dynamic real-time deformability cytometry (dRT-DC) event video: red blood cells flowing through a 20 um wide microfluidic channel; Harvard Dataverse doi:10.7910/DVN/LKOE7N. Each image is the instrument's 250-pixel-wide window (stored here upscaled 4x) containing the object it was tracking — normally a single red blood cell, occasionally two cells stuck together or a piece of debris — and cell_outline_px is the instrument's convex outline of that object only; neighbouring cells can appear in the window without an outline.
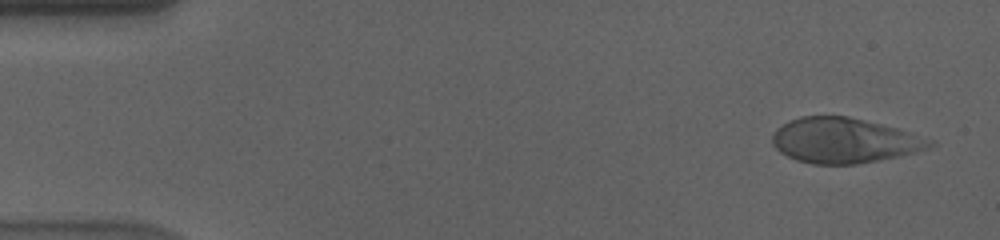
{"species": "human", "species_latin": "Homo sapiens", "temperature_condition": "cold", "stored_images_in_passage": 56, "camera_frame_rate_fps": 3000, "um_per_image_px": 0.085, "donor": {"sex": "male"}, "frame": {"image": 1, "passage_image": 3, "time_ms": 0.667, "image_size_px": [1000, 240], "cell_outline_px": [[936, 144], [928, 148], [916, 152], [856, 164], [812, 164], [796, 160], [780, 152], [772, 144], [772, 136], [776, 128], [800, 116], [848, 116], [896, 128], [936, 140]], "centroid_in_image_um": [71.75, 11.94], "position_along_channel_um": 13.2, "area_um2": 41.15}}
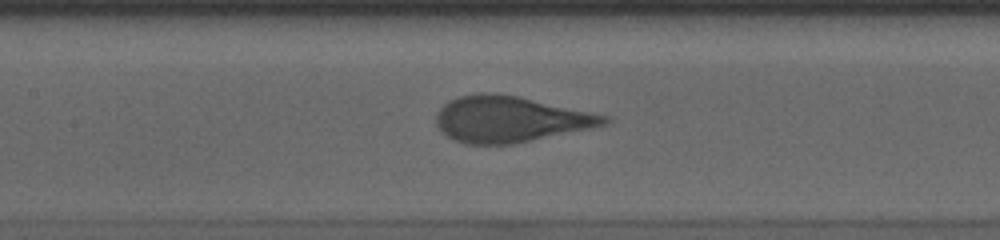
{"frame": {"image": 2, "passage_image": 26, "time_ms": 8.333, "image_size_px": [1000, 240], "cell_outline_px": [[612, 124], [512, 144], [464, 144], [448, 136], [436, 124], [436, 116], [440, 108], [448, 100], [456, 96], [480, 92], [492, 92], [516, 96], [608, 116], [612, 120]], "centroid_in_image_um": [43.36, 10.13], "position_along_channel_um": 164.0, "area_um2": 44.85}}
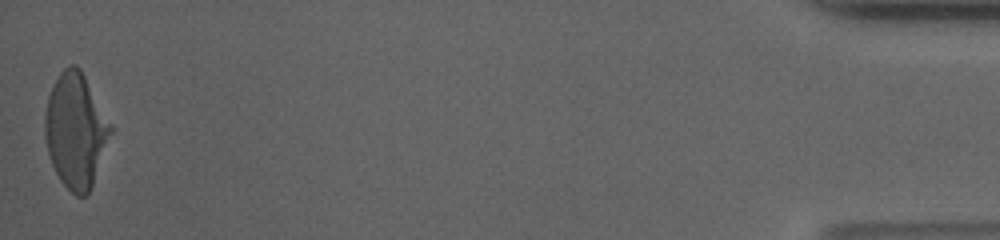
{"frame": {"image": 3, "passage_image": 56, "time_ms": 18.333, "image_size_px": [1000, 240], "cell_outline_px": [[116, 128], [92, 188], [88, 196], [76, 196], [60, 180], [52, 164], [48, 152], [44, 136], [44, 116], [48, 96], [60, 72], [68, 64], [76, 64], [80, 68]], "centroid_in_image_um": [6.49, 11.11], "position_along_channel_um": 428.7, "area_um2": 44.97}, "authors_computed_cell_mechanics": {"area_um2": 44.3615, "velocity_mm_per_s": 3.5845, "shape_relaxation_time_tau1_ms": 4.0003, "shape_relaxation_time_tau2_ms": null, "deformation_change_tau1": 0.1855, "deformation_change_tau2": null}}